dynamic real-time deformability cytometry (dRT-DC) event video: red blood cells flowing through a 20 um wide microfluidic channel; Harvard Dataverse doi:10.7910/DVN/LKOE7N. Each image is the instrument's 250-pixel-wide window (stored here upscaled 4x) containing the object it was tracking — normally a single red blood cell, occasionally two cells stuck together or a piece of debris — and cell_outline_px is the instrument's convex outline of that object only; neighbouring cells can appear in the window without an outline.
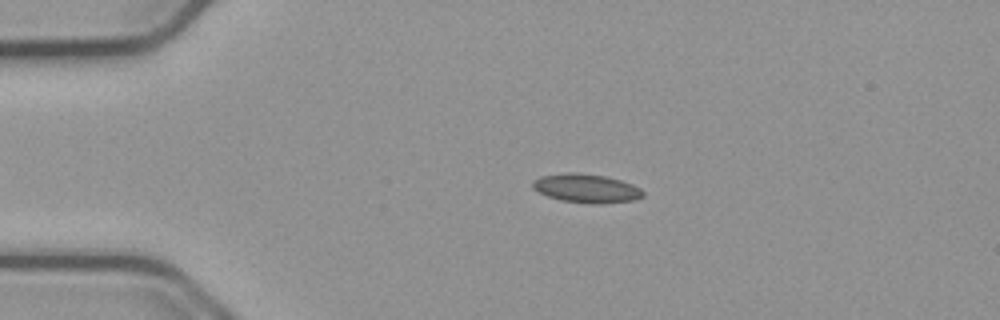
{"species": "common noctule bat (a hibernating species)", "species_latin": "Nyctalus noctula", "temperature_condition": "cold", "stored_images_in_passage": 51, "camera_frame_rate_fps": 3000, "um_per_image_px": 0.085, "animal": {"sex": "male", "body_mass_g": 23.1, "forearm_length_mm": 52.7}, "frame": {"image": 1, "passage_image": 8, "time_ms": 2.333, "image_size_px": [1000, 320], "cell_outline_px": [[644, 196], [632, 200], [596, 204], [592, 204], [560, 200], [548, 196], [532, 188], [532, 180], [540, 176], [568, 172], [576, 172], [608, 176], [632, 184], [640, 188], [644, 192]], "centroid_in_image_um": [49.82, 15.99], "position_along_channel_um": 35.2, "area_um2": 18.55}}
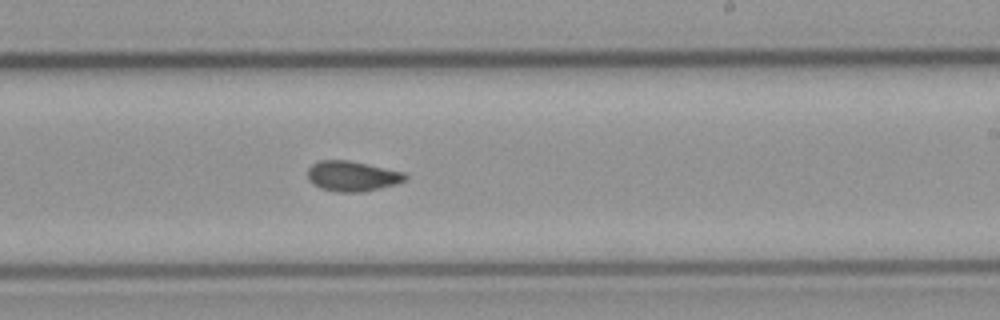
{"frame": {"image": 2, "passage_image": 29, "time_ms": 9.333, "image_size_px": [1000, 320], "cell_outline_px": [[408, 180], [396, 184], [364, 192], [336, 192], [320, 188], [312, 184], [308, 180], [308, 168], [312, 164], [320, 160], [348, 160], [368, 164], [404, 172], [408, 176]], "centroid_in_image_um": [29.95, 14.98], "position_along_channel_um": 259.1, "area_um2": 17.4}}
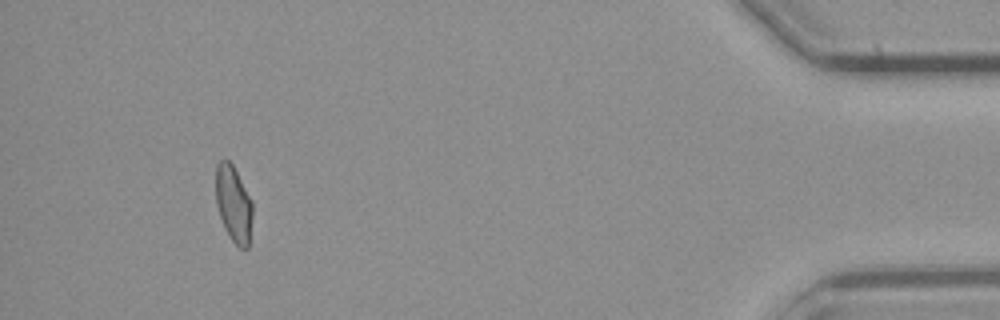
{"frame": {"image": 3, "passage_image": 47, "time_ms": 15.333, "image_size_px": [1000, 320], "cell_outline_px": [[252, 216], [248, 248], [240, 248], [228, 236], [224, 228], [216, 204], [216, 164], [224, 156], [232, 164], [252, 200]], "centroid_in_image_um": [19.84, 17.31], "position_along_channel_um": 415.4, "area_um2": 16.42}, "authors_computed_cell_mechanics": {"area_um2": 17.051, "velocity_mm_per_s": 3.7727, "shape_relaxation_time_tau1_ms": null, "shape_relaxation_time_tau2_ms": 1.1444, "deformation_change_tau1": null, "deformation_change_tau2": 0.048}}